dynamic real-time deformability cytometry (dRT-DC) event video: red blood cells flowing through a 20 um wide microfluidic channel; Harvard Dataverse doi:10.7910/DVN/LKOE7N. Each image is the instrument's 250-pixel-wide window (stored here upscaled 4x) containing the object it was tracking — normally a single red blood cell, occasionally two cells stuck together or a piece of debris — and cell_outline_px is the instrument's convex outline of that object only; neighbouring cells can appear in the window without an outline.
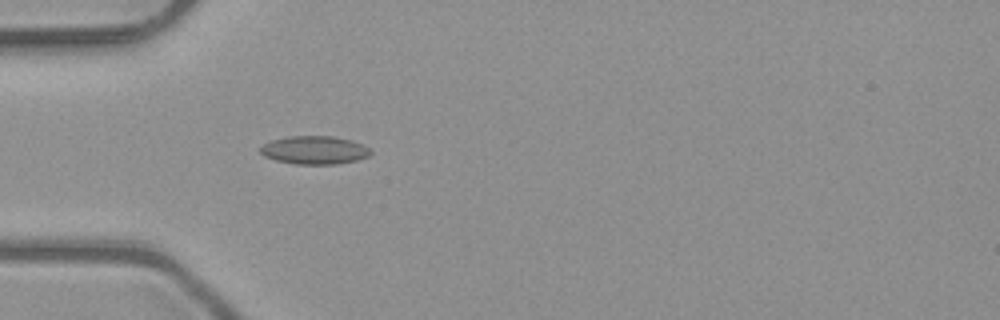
{"species": "common noctule bat (a hibernating species)", "species_latin": "Nyctalus noctula", "temperature_condition": "room temperature", "stored_images_in_passage": 2, "camera_frame_rate_fps": 3000, "um_per_image_px": 0.085, "animal": {"sex": "male", "body_mass_g": 23.1, "forearm_length_mm": 52.7}, "frame": {"image": 1, "passage_image": 2, "time_ms": 0.333, "image_size_px": [1000, 320], "cell_outline_px": [[372, 152], [368, 156], [356, 160], [336, 164], [296, 164], [276, 160], [264, 156], [260, 152], [260, 148], [264, 144], [272, 140], [288, 136], [332, 136], [352, 140], [368, 148]], "centroid_in_image_um": [26.71, 12.75], "position_along_channel_um": 58.3, "area_um2": 17.98}}